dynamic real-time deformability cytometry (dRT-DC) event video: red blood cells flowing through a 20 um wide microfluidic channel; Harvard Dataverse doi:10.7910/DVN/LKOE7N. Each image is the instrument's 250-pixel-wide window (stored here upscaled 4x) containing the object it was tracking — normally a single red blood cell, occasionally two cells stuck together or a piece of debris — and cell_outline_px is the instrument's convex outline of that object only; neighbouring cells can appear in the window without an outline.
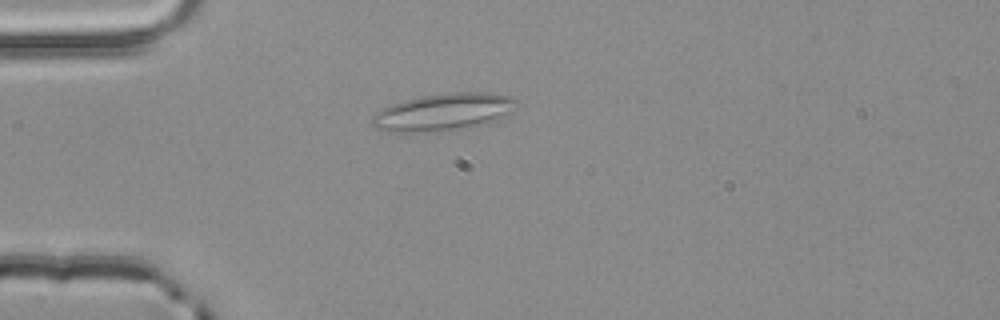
{"species": "common noctule bat (a hibernating species)", "species_latin": "Nyctalus noctula", "temperature_condition": "room temperature", "stored_images_in_passage": 4, "camera_frame_rate_fps": 3000, "um_per_image_px": 0.085, "animal": {"sex": "male", "body_mass_g": 20.4}, "frame": {"image": 1, "passage_image": 4, "time_ms": 1.0, "image_size_px": [1000, 320], "cell_outline_px": [[520, 104], [488, 120], [476, 124], [432, 132], [388, 132], [376, 128], [372, 124], [372, 116], [376, 112], [392, 104], [404, 100], [424, 96], [456, 92], [484, 92], [512, 96], [520, 100]], "centroid_in_image_um": [37.59, 9.5], "position_along_channel_um": 47.4, "area_um2": 30.23}}